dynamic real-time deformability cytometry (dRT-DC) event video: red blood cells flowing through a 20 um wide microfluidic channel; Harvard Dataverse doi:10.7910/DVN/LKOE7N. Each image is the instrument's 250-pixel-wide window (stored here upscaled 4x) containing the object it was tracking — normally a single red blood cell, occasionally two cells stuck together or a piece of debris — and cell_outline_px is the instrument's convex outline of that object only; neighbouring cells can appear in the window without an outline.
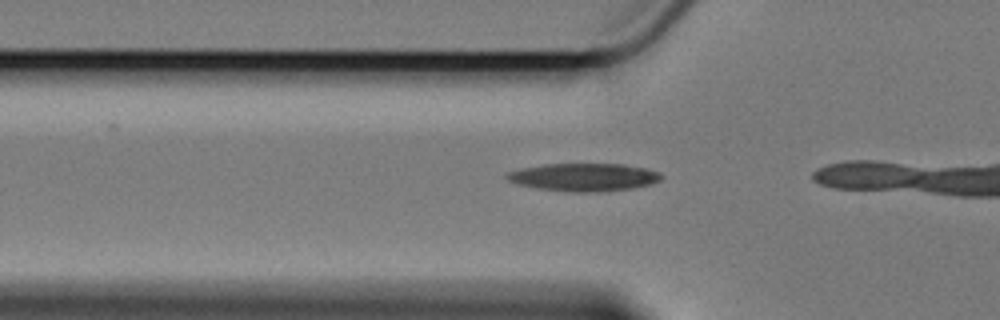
{"species": "Egyptian fruit bat (a non-hibernating species)", "species_latin": "Rousettus aegyptiacus", "temperature_condition": "cold", "stored_images_in_passage": 4, "camera_frame_rate_fps": 3000, "um_per_image_px": 0.085, "animal": {"sex": "female"}, "frame": {"image": 1, "passage_image": 2, "time_ms": 0.333, "image_size_px": [1000, 320], "cell_outline_px": [[664, 176], [660, 180], [652, 184], [632, 188], [600, 192], [572, 192], [540, 188], [520, 184], [508, 180], [504, 176], [508, 172], [520, 168], [544, 164], [624, 164], [644, 168], [660, 172]], "centroid_in_image_um": [49.66, 15.05], "position_along_channel_um": 76.1, "area_um2": 25.03}}